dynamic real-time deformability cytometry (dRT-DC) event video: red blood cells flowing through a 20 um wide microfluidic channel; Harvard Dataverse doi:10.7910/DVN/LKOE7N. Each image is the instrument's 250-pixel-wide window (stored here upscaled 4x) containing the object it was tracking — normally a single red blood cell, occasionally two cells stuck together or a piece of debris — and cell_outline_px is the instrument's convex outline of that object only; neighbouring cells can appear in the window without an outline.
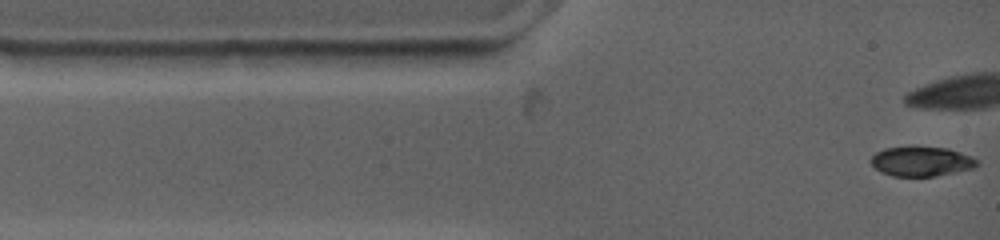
{"species": "common noctule bat (a hibernating species)", "species_latin": "Nyctalus noctula", "temperature_condition": "warm", "stored_images_in_passage": 36, "camera_frame_rate_fps": 4500, "um_per_image_px": 0.085, "animal": {"sex": "female", "body_mass_g": 19.0, "forearm_length_mm": 53.3}, "frame": {"image": 1, "passage_image": 1, "time_ms": 0.0, "image_size_px": [1000, 240], "cell_outline_px": [[980, 164], [976, 168], [936, 176], [892, 176], [880, 172], [868, 160], [876, 152], [884, 148], [912, 144], [948, 148], [972, 156]], "centroid_in_image_um": [78.31, 13.68], "position_along_channel_um": 6.7, "area_um2": 19.13}}
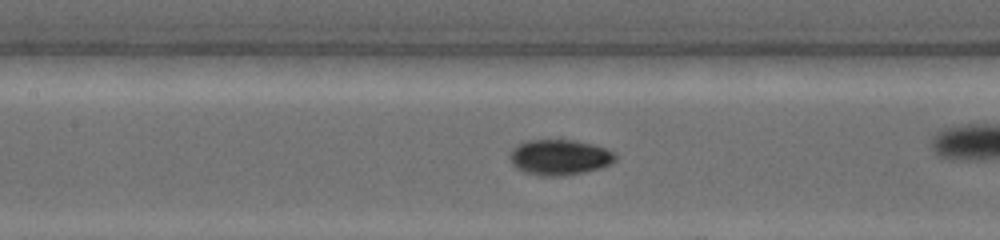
{"frame": {"image": 2, "passage_image": 20, "time_ms": 5.111, "image_size_px": [1000, 240], "cell_outline_px": [[616, 160], [612, 164], [600, 168], [584, 172], [564, 176], [544, 176], [524, 172], [516, 168], [512, 164], [508, 156], [512, 148], [528, 140], [576, 140], [592, 144], [616, 152]], "centroid_in_image_um": [47.57, 13.37], "position_along_channel_um": 159.8, "area_um2": 22.02}}
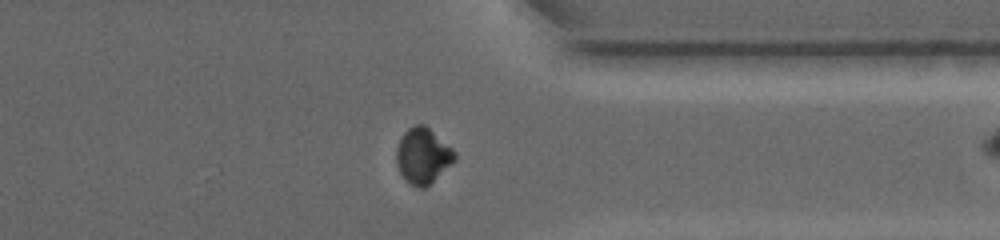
{"frame": {"image": 3, "passage_image": 35, "time_ms": 10.889, "image_size_px": [1000, 240], "cell_outline_px": [[456, 160], [424, 188], [416, 188], [404, 180], [396, 164], [396, 148], [404, 132], [408, 128], [416, 124], [424, 124], [452, 148], [456, 152]], "centroid_in_image_um": [35.92, 13.25], "position_along_channel_um": 375.5, "area_um2": 18.84}}